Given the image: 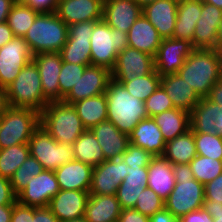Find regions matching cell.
Here are the masks:
<instances>
[{
	"label": "cell",
	"instance_id": "38",
	"mask_svg": "<svg viewBox=\"0 0 222 222\" xmlns=\"http://www.w3.org/2000/svg\"><path fill=\"white\" fill-rule=\"evenodd\" d=\"M161 76L156 70L152 73L136 77L131 81H117L124 85L130 95L145 102L146 99L160 86Z\"/></svg>",
	"mask_w": 222,
	"mask_h": 222
},
{
	"label": "cell",
	"instance_id": "36",
	"mask_svg": "<svg viewBox=\"0 0 222 222\" xmlns=\"http://www.w3.org/2000/svg\"><path fill=\"white\" fill-rule=\"evenodd\" d=\"M29 155L28 143L0 149V176L10 179Z\"/></svg>",
	"mask_w": 222,
	"mask_h": 222
},
{
	"label": "cell",
	"instance_id": "12",
	"mask_svg": "<svg viewBox=\"0 0 222 222\" xmlns=\"http://www.w3.org/2000/svg\"><path fill=\"white\" fill-rule=\"evenodd\" d=\"M154 70L153 56L128 46L118 52L111 76L115 81H131L136 77L148 75Z\"/></svg>",
	"mask_w": 222,
	"mask_h": 222
},
{
	"label": "cell",
	"instance_id": "10",
	"mask_svg": "<svg viewBox=\"0 0 222 222\" xmlns=\"http://www.w3.org/2000/svg\"><path fill=\"white\" fill-rule=\"evenodd\" d=\"M98 21H84L68 26V37L65 45L59 51L62 61L72 64L90 66V38L94 25Z\"/></svg>",
	"mask_w": 222,
	"mask_h": 222
},
{
	"label": "cell",
	"instance_id": "39",
	"mask_svg": "<svg viewBox=\"0 0 222 222\" xmlns=\"http://www.w3.org/2000/svg\"><path fill=\"white\" fill-rule=\"evenodd\" d=\"M194 178L205 185L222 173V160L196 155L189 163Z\"/></svg>",
	"mask_w": 222,
	"mask_h": 222
},
{
	"label": "cell",
	"instance_id": "15",
	"mask_svg": "<svg viewBox=\"0 0 222 222\" xmlns=\"http://www.w3.org/2000/svg\"><path fill=\"white\" fill-rule=\"evenodd\" d=\"M59 190L55 172L43 170L17 194V202L25 206L47 207Z\"/></svg>",
	"mask_w": 222,
	"mask_h": 222
},
{
	"label": "cell",
	"instance_id": "22",
	"mask_svg": "<svg viewBox=\"0 0 222 222\" xmlns=\"http://www.w3.org/2000/svg\"><path fill=\"white\" fill-rule=\"evenodd\" d=\"M179 0H156L142 7V14L164 38H172L177 20Z\"/></svg>",
	"mask_w": 222,
	"mask_h": 222
},
{
	"label": "cell",
	"instance_id": "41",
	"mask_svg": "<svg viewBox=\"0 0 222 222\" xmlns=\"http://www.w3.org/2000/svg\"><path fill=\"white\" fill-rule=\"evenodd\" d=\"M197 155L222 160V137L215 133H194Z\"/></svg>",
	"mask_w": 222,
	"mask_h": 222
},
{
	"label": "cell",
	"instance_id": "42",
	"mask_svg": "<svg viewBox=\"0 0 222 222\" xmlns=\"http://www.w3.org/2000/svg\"><path fill=\"white\" fill-rule=\"evenodd\" d=\"M86 65L72 64L62 62V67L59 74V87H60V101L70 92L72 87L82 77Z\"/></svg>",
	"mask_w": 222,
	"mask_h": 222
},
{
	"label": "cell",
	"instance_id": "48",
	"mask_svg": "<svg viewBox=\"0 0 222 222\" xmlns=\"http://www.w3.org/2000/svg\"><path fill=\"white\" fill-rule=\"evenodd\" d=\"M148 166L129 167L128 175L122 183L141 184L142 187H148Z\"/></svg>",
	"mask_w": 222,
	"mask_h": 222
},
{
	"label": "cell",
	"instance_id": "66",
	"mask_svg": "<svg viewBox=\"0 0 222 222\" xmlns=\"http://www.w3.org/2000/svg\"><path fill=\"white\" fill-rule=\"evenodd\" d=\"M137 4L141 5L142 7L144 5H146L147 3H151V2H154L156 0H134Z\"/></svg>",
	"mask_w": 222,
	"mask_h": 222
},
{
	"label": "cell",
	"instance_id": "43",
	"mask_svg": "<svg viewBox=\"0 0 222 222\" xmlns=\"http://www.w3.org/2000/svg\"><path fill=\"white\" fill-rule=\"evenodd\" d=\"M164 208V200L161 199L151 188L147 187L140 193V196H138L133 209L150 217Z\"/></svg>",
	"mask_w": 222,
	"mask_h": 222
},
{
	"label": "cell",
	"instance_id": "55",
	"mask_svg": "<svg viewBox=\"0 0 222 222\" xmlns=\"http://www.w3.org/2000/svg\"><path fill=\"white\" fill-rule=\"evenodd\" d=\"M213 218V222H222V204L215 202H204L203 207Z\"/></svg>",
	"mask_w": 222,
	"mask_h": 222
},
{
	"label": "cell",
	"instance_id": "27",
	"mask_svg": "<svg viewBox=\"0 0 222 222\" xmlns=\"http://www.w3.org/2000/svg\"><path fill=\"white\" fill-rule=\"evenodd\" d=\"M127 39L128 46L155 57L163 38L142 14L131 26Z\"/></svg>",
	"mask_w": 222,
	"mask_h": 222
},
{
	"label": "cell",
	"instance_id": "14",
	"mask_svg": "<svg viewBox=\"0 0 222 222\" xmlns=\"http://www.w3.org/2000/svg\"><path fill=\"white\" fill-rule=\"evenodd\" d=\"M193 51L194 46L188 40L164 38L154 57L155 70L160 76L178 73Z\"/></svg>",
	"mask_w": 222,
	"mask_h": 222
},
{
	"label": "cell",
	"instance_id": "49",
	"mask_svg": "<svg viewBox=\"0 0 222 222\" xmlns=\"http://www.w3.org/2000/svg\"><path fill=\"white\" fill-rule=\"evenodd\" d=\"M10 222H34V207L25 206L16 201L13 204Z\"/></svg>",
	"mask_w": 222,
	"mask_h": 222
},
{
	"label": "cell",
	"instance_id": "51",
	"mask_svg": "<svg viewBox=\"0 0 222 222\" xmlns=\"http://www.w3.org/2000/svg\"><path fill=\"white\" fill-rule=\"evenodd\" d=\"M17 201L10 179L0 176V205H13Z\"/></svg>",
	"mask_w": 222,
	"mask_h": 222
},
{
	"label": "cell",
	"instance_id": "24",
	"mask_svg": "<svg viewBox=\"0 0 222 222\" xmlns=\"http://www.w3.org/2000/svg\"><path fill=\"white\" fill-rule=\"evenodd\" d=\"M129 143L141 147L153 156H162L166 142L153 117L142 119L129 134Z\"/></svg>",
	"mask_w": 222,
	"mask_h": 222
},
{
	"label": "cell",
	"instance_id": "60",
	"mask_svg": "<svg viewBox=\"0 0 222 222\" xmlns=\"http://www.w3.org/2000/svg\"><path fill=\"white\" fill-rule=\"evenodd\" d=\"M17 0H0V24L7 22L10 10Z\"/></svg>",
	"mask_w": 222,
	"mask_h": 222
},
{
	"label": "cell",
	"instance_id": "25",
	"mask_svg": "<svg viewBox=\"0 0 222 222\" xmlns=\"http://www.w3.org/2000/svg\"><path fill=\"white\" fill-rule=\"evenodd\" d=\"M54 172L60 190H90L93 172L92 166L72 160Z\"/></svg>",
	"mask_w": 222,
	"mask_h": 222
},
{
	"label": "cell",
	"instance_id": "47",
	"mask_svg": "<svg viewBox=\"0 0 222 222\" xmlns=\"http://www.w3.org/2000/svg\"><path fill=\"white\" fill-rule=\"evenodd\" d=\"M204 202L222 204V173L204 185Z\"/></svg>",
	"mask_w": 222,
	"mask_h": 222
},
{
	"label": "cell",
	"instance_id": "40",
	"mask_svg": "<svg viewBox=\"0 0 222 222\" xmlns=\"http://www.w3.org/2000/svg\"><path fill=\"white\" fill-rule=\"evenodd\" d=\"M44 170L41 163L29 155L23 164L14 172L10 178V183L14 193L17 195L23 190L32 177L37 176Z\"/></svg>",
	"mask_w": 222,
	"mask_h": 222
},
{
	"label": "cell",
	"instance_id": "45",
	"mask_svg": "<svg viewBox=\"0 0 222 222\" xmlns=\"http://www.w3.org/2000/svg\"><path fill=\"white\" fill-rule=\"evenodd\" d=\"M145 188L147 187H142L141 184L121 183L116 192L121 209L134 208L138 196Z\"/></svg>",
	"mask_w": 222,
	"mask_h": 222
},
{
	"label": "cell",
	"instance_id": "33",
	"mask_svg": "<svg viewBox=\"0 0 222 222\" xmlns=\"http://www.w3.org/2000/svg\"><path fill=\"white\" fill-rule=\"evenodd\" d=\"M197 155L194 133L191 129L166 142L162 155L171 164H189Z\"/></svg>",
	"mask_w": 222,
	"mask_h": 222
},
{
	"label": "cell",
	"instance_id": "2",
	"mask_svg": "<svg viewBox=\"0 0 222 222\" xmlns=\"http://www.w3.org/2000/svg\"><path fill=\"white\" fill-rule=\"evenodd\" d=\"M105 94L107 120L120 132L129 135L142 119L148 118L145 102L130 95L123 84L111 79Z\"/></svg>",
	"mask_w": 222,
	"mask_h": 222
},
{
	"label": "cell",
	"instance_id": "6",
	"mask_svg": "<svg viewBox=\"0 0 222 222\" xmlns=\"http://www.w3.org/2000/svg\"><path fill=\"white\" fill-rule=\"evenodd\" d=\"M39 126V112L9 106L0 116V149L28 143Z\"/></svg>",
	"mask_w": 222,
	"mask_h": 222
},
{
	"label": "cell",
	"instance_id": "56",
	"mask_svg": "<svg viewBox=\"0 0 222 222\" xmlns=\"http://www.w3.org/2000/svg\"><path fill=\"white\" fill-rule=\"evenodd\" d=\"M175 179L194 178L189 164H172Z\"/></svg>",
	"mask_w": 222,
	"mask_h": 222
},
{
	"label": "cell",
	"instance_id": "29",
	"mask_svg": "<svg viewBox=\"0 0 222 222\" xmlns=\"http://www.w3.org/2000/svg\"><path fill=\"white\" fill-rule=\"evenodd\" d=\"M121 210L116 195L89 194L84 217L88 222H118Z\"/></svg>",
	"mask_w": 222,
	"mask_h": 222
},
{
	"label": "cell",
	"instance_id": "53",
	"mask_svg": "<svg viewBox=\"0 0 222 222\" xmlns=\"http://www.w3.org/2000/svg\"><path fill=\"white\" fill-rule=\"evenodd\" d=\"M178 220L179 222H213L211 215L204 209L191 211Z\"/></svg>",
	"mask_w": 222,
	"mask_h": 222
},
{
	"label": "cell",
	"instance_id": "26",
	"mask_svg": "<svg viewBox=\"0 0 222 222\" xmlns=\"http://www.w3.org/2000/svg\"><path fill=\"white\" fill-rule=\"evenodd\" d=\"M160 86L166 91L174 108L189 113L201 99L192 86L188 85L178 73L161 76Z\"/></svg>",
	"mask_w": 222,
	"mask_h": 222
},
{
	"label": "cell",
	"instance_id": "11",
	"mask_svg": "<svg viewBox=\"0 0 222 222\" xmlns=\"http://www.w3.org/2000/svg\"><path fill=\"white\" fill-rule=\"evenodd\" d=\"M33 54L23 37L15 36L0 48V87L7 88L21 69L33 60Z\"/></svg>",
	"mask_w": 222,
	"mask_h": 222
},
{
	"label": "cell",
	"instance_id": "64",
	"mask_svg": "<svg viewBox=\"0 0 222 222\" xmlns=\"http://www.w3.org/2000/svg\"><path fill=\"white\" fill-rule=\"evenodd\" d=\"M216 50L222 54V22L218 29L217 40H216Z\"/></svg>",
	"mask_w": 222,
	"mask_h": 222
},
{
	"label": "cell",
	"instance_id": "1",
	"mask_svg": "<svg viewBox=\"0 0 222 222\" xmlns=\"http://www.w3.org/2000/svg\"><path fill=\"white\" fill-rule=\"evenodd\" d=\"M178 75L200 98H205L222 77V54L216 49H194L178 70Z\"/></svg>",
	"mask_w": 222,
	"mask_h": 222
},
{
	"label": "cell",
	"instance_id": "17",
	"mask_svg": "<svg viewBox=\"0 0 222 222\" xmlns=\"http://www.w3.org/2000/svg\"><path fill=\"white\" fill-rule=\"evenodd\" d=\"M222 22V9L202 2L201 15L197 20L192 45L194 49H216L219 26Z\"/></svg>",
	"mask_w": 222,
	"mask_h": 222
},
{
	"label": "cell",
	"instance_id": "63",
	"mask_svg": "<svg viewBox=\"0 0 222 222\" xmlns=\"http://www.w3.org/2000/svg\"><path fill=\"white\" fill-rule=\"evenodd\" d=\"M214 133L222 137V107H220L219 114L215 119Z\"/></svg>",
	"mask_w": 222,
	"mask_h": 222
},
{
	"label": "cell",
	"instance_id": "57",
	"mask_svg": "<svg viewBox=\"0 0 222 222\" xmlns=\"http://www.w3.org/2000/svg\"><path fill=\"white\" fill-rule=\"evenodd\" d=\"M207 98L222 107V77L211 88Z\"/></svg>",
	"mask_w": 222,
	"mask_h": 222
},
{
	"label": "cell",
	"instance_id": "23",
	"mask_svg": "<svg viewBox=\"0 0 222 222\" xmlns=\"http://www.w3.org/2000/svg\"><path fill=\"white\" fill-rule=\"evenodd\" d=\"M102 148L105 160L121 157L129 144V135L120 132L110 121L100 122L90 129Z\"/></svg>",
	"mask_w": 222,
	"mask_h": 222
},
{
	"label": "cell",
	"instance_id": "19",
	"mask_svg": "<svg viewBox=\"0 0 222 222\" xmlns=\"http://www.w3.org/2000/svg\"><path fill=\"white\" fill-rule=\"evenodd\" d=\"M104 0H59L56 14L68 26L103 20Z\"/></svg>",
	"mask_w": 222,
	"mask_h": 222
},
{
	"label": "cell",
	"instance_id": "61",
	"mask_svg": "<svg viewBox=\"0 0 222 222\" xmlns=\"http://www.w3.org/2000/svg\"><path fill=\"white\" fill-rule=\"evenodd\" d=\"M13 205H0V222H10Z\"/></svg>",
	"mask_w": 222,
	"mask_h": 222
},
{
	"label": "cell",
	"instance_id": "35",
	"mask_svg": "<svg viewBox=\"0 0 222 222\" xmlns=\"http://www.w3.org/2000/svg\"><path fill=\"white\" fill-rule=\"evenodd\" d=\"M74 160L96 167L104 161V154L95 135L86 129L72 145Z\"/></svg>",
	"mask_w": 222,
	"mask_h": 222
},
{
	"label": "cell",
	"instance_id": "16",
	"mask_svg": "<svg viewBox=\"0 0 222 222\" xmlns=\"http://www.w3.org/2000/svg\"><path fill=\"white\" fill-rule=\"evenodd\" d=\"M112 79L111 71L102 66L90 65L70 92L63 98V102L73 104L76 101L105 93L109 81Z\"/></svg>",
	"mask_w": 222,
	"mask_h": 222
},
{
	"label": "cell",
	"instance_id": "44",
	"mask_svg": "<svg viewBox=\"0 0 222 222\" xmlns=\"http://www.w3.org/2000/svg\"><path fill=\"white\" fill-rule=\"evenodd\" d=\"M148 117H153L163 111L174 108L166 91L159 86L145 101Z\"/></svg>",
	"mask_w": 222,
	"mask_h": 222
},
{
	"label": "cell",
	"instance_id": "54",
	"mask_svg": "<svg viewBox=\"0 0 222 222\" xmlns=\"http://www.w3.org/2000/svg\"><path fill=\"white\" fill-rule=\"evenodd\" d=\"M34 222H60L47 207H34Z\"/></svg>",
	"mask_w": 222,
	"mask_h": 222
},
{
	"label": "cell",
	"instance_id": "62",
	"mask_svg": "<svg viewBox=\"0 0 222 222\" xmlns=\"http://www.w3.org/2000/svg\"><path fill=\"white\" fill-rule=\"evenodd\" d=\"M8 107L6 89L0 87V116Z\"/></svg>",
	"mask_w": 222,
	"mask_h": 222
},
{
	"label": "cell",
	"instance_id": "50",
	"mask_svg": "<svg viewBox=\"0 0 222 222\" xmlns=\"http://www.w3.org/2000/svg\"><path fill=\"white\" fill-rule=\"evenodd\" d=\"M19 2L38 13H54L57 11L59 0H19Z\"/></svg>",
	"mask_w": 222,
	"mask_h": 222
},
{
	"label": "cell",
	"instance_id": "65",
	"mask_svg": "<svg viewBox=\"0 0 222 222\" xmlns=\"http://www.w3.org/2000/svg\"><path fill=\"white\" fill-rule=\"evenodd\" d=\"M204 3H209L215 5L216 7L222 9V0H201Z\"/></svg>",
	"mask_w": 222,
	"mask_h": 222
},
{
	"label": "cell",
	"instance_id": "28",
	"mask_svg": "<svg viewBox=\"0 0 222 222\" xmlns=\"http://www.w3.org/2000/svg\"><path fill=\"white\" fill-rule=\"evenodd\" d=\"M147 170L148 187L165 201L176 184L172 164L163 156H155Z\"/></svg>",
	"mask_w": 222,
	"mask_h": 222
},
{
	"label": "cell",
	"instance_id": "5",
	"mask_svg": "<svg viewBox=\"0 0 222 222\" xmlns=\"http://www.w3.org/2000/svg\"><path fill=\"white\" fill-rule=\"evenodd\" d=\"M7 102L13 108H30L41 112L49 101L44 97L36 64L27 63L6 88Z\"/></svg>",
	"mask_w": 222,
	"mask_h": 222
},
{
	"label": "cell",
	"instance_id": "7",
	"mask_svg": "<svg viewBox=\"0 0 222 222\" xmlns=\"http://www.w3.org/2000/svg\"><path fill=\"white\" fill-rule=\"evenodd\" d=\"M128 47L127 33L111 28L104 20L94 25L90 38L92 65L113 69L118 52Z\"/></svg>",
	"mask_w": 222,
	"mask_h": 222
},
{
	"label": "cell",
	"instance_id": "4",
	"mask_svg": "<svg viewBox=\"0 0 222 222\" xmlns=\"http://www.w3.org/2000/svg\"><path fill=\"white\" fill-rule=\"evenodd\" d=\"M68 37V25L54 13H39L24 35L33 55L59 52Z\"/></svg>",
	"mask_w": 222,
	"mask_h": 222
},
{
	"label": "cell",
	"instance_id": "30",
	"mask_svg": "<svg viewBox=\"0 0 222 222\" xmlns=\"http://www.w3.org/2000/svg\"><path fill=\"white\" fill-rule=\"evenodd\" d=\"M201 0H179L177 20L172 38L193 41L197 20L201 15Z\"/></svg>",
	"mask_w": 222,
	"mask_h": 222
},
{
	"label": "cell",
	"instance_id": "31",
	"mask_svg": "<svg viewBox=\"0 0 222 222\" xmlns=\"http://www.w3.org/2000/svg\"><path fill=\"white\" fill-rule=\"evenodd\" d=\"M156 124L162 132L165 142L173 140L190 129V113L172 108L153 116Z\"/></svg>",
	"mask_w": 222,
	"mask_h": 222
},
{
	"label": "cell",
	"instance_id": "3",
	"mask_svg": "<svg viewBox=\"0 0 222 222\" xmlns=\"http://www.w3.org/2000/svg\"><path fill=\"white\" fill-rule=\"evenodd\" d=\"M40 126L59 143L73 145L86 130L75 107L63 101L49 102L40 112Z\"/></svg>",
	"mask_w": 222,
	"mask_h": 222
},
{
	"label": "cell",
	"instance_id": "9",
	"mask_svg": "<svg viewBox=\"0 0 222 222\" xmlns=\"http://www.w3.org/2000/svg\"><path fill=\"white\" fill-rule=\"evenodd\" d=\"M175 181V187L164 201L165 209L177 219L191 211L202 209L204 185L195 178L175 179Z\"/></svg>",
	"mask_w": 222,
	"mask_h": 222
},
{
	"label": "cell",
	"instance_id": "8",
	"mask_svg": "<svg viewBox=\"0 0 222 222\" xmlns=\"http://www.w3.org/2000/svg\"><path fill=\"white\" fill-rule=\"evenodd\" d=\"M28 146L30 155L41 163L44 170L55 171L74 160L72 145L57 142L42 126L34 131Z\"/></svg>",
	"mask_w": 222,
	"mask_h": 222
},
{
	"label": "cell",
	"instance_id": "20",
	"mask_svg": "<svg viewBox=\"0 0 222 222\" xmlns=\"http://www.w3.org/2000/svg\"><path fill=\"white\" fill-rule=\"evenodd\" d=\"M89 191L59 190L48 207L60 222H67L85 216Z\"/></svg>",
	"mask_w": 222,
	"mask_h": 222
},
{
	"label": "cell",
	"instance_id": "34",
	"mask_svg": "<svg viewBox=\"0 0 222 222\" xmlns=\"http://www.w3.org/2000/svg\"><path fill=\"white\" fill-rule=\"evenodd\" d=\"M220 111V105L201 98L190 112V129L193 133H214L215 119Z\"/></svg>",
	"mask_w": 222,
	"mask_h": 222
},
{
	"label": "cell",
	"instance_id": "67",
	"mask_svg": "<svg viewBox=\"0 0 222 222\" xmlns=\"http://www.w3.org/2000/svg\"><path fill=\"white\" fill-rule=\"evenodd\" d=\"M67 222H88V221L85 219V217H81V218L73 219Z\"/></svg>",
	"mask_w": 222,
	"mask_h": 222
},
{
	"label": "cell",
	"instance_id": "46",
	"mask_svg": "<svg viewBox=\"0 0 222 222\" xmlns=\"http://www.w3.org/2000/svg\"><path fill=\"white\" fill-rule=\"evenodd\" d=\"M154 157L151 153L132 143L128 144L126 151L121 156L129 167L148 166Z\"/></svg>",
	"mask_w": 222,
	"mask_h": 222
},
{
	"label": "cell",
	"instance_id": "21",
	"mask_svg": "<svg viewBox=\"0 0 222 222\" xmlns=\"http://www.w3.org/2000/svg\"><path fill=\"white\" fill-rule=\"evenodd\" d=\"M142 15V6L134 0H104L103 20L114 29L128 33Z\"/></svg>",
	"mask_w": 222,
	"mask_h": 222
},
{
	"label": "cell",
	"instance_id": "37",
	"mask_svg": "<svg viewBox=\"0 0 222 222\" xmlns=\"http://www.w3.org/2000/svg\"><path fill=\"white\" fill-rule=\"evenodd\" d=\"M38 14L29 6L16 1L7 17L8 26L12 29L14 36L24 37Z\"/></svg>",
	"mask_w": 222,
	"mask_h": 222
},
{
	"label": "cell",
	"instance_id": "58",
	"mask_svg": "<svg viewBox=\"0 0 222 222\" xmlns=\"http://www.w3.org/2000/svg\"><path fill=\"white\" fill-rule=\"evenodd\" d=\"M149 222H179L167 209H163L156 212L154 215L149 217Z\"/></svg>",
	"mask_w": 222,
	"mask_h": 222
},
{
	"label": "cell",
	"instance_id": "13",
	"mask_svg": "<svg viewBox=\"0 0 222 222\" xmlns=\"http://www.w3.org/2000/svg\"><path fill=\"white\" fill-rule=\"evenodd\" d=\"M128 165L121 157L105 160L93 167L89 194L116 195L119 185L128 175Z\"/></svg>",
	"mask_w": 222,
	"mask_h": 222
},
{
	"label": "cell",
	"instance_id": "18",
	"mask_svg": "<svg viewBox=\"0 0 222 222\" xmlns=\"http://www.w3.org/2000/svg\"><path fill=\"white\" fill-rule=\"evenodd\" d=\"M39 71L44 97L49 101H60L59 74L62 58L59 52L38 53L32 60Z\"/></svg>",
	"mask_w": 222,
	"mask_h": 222
},
{
	"label": "cell",
	"instance_id": "59",
	"mask_svg": "<svg viewBox=\"0 0 222 222\" xmlns=\"http://www.w3.org/2000/svg\"><path fill=\"white\" fill-rule=\"evenodd\" d=\"M12 29L8 26L7 22L0 24V48L10 42L14 38Z\"/></svg>",
	"mask_w": 222,
	"mask_h": 222
},
{
	"label": "cell",
	"instance_id": "32",
	"mask_svg": "<svg viewBox=\"0 0 222 222\" xmlns=\"http://www.w3.org/2000/svg\"><path fill=\"white\" fill-rule=\"evenodd\" d=\"M72 105L75 107L86 129H91L100 122L107 120V99L105 93L76 101Z\"/></svg>",
	"mask_w": 222,
	"mask_h": 222
},
{
	"label": "cell",
	"instance_id": "52",
	"mask_svg": "<svg viewBox=\"0 0 222 222\" xmlns=\"http://www.w3.org/2000/svg\"><path fill=\"white\" fill-rule=\"evenodd\" d=\"M118 222H149V216L141 214L133 208L122 209Z\"/></svg>",
	"mask_w": 222,
	"mask_h": 222
}]
</instances>
